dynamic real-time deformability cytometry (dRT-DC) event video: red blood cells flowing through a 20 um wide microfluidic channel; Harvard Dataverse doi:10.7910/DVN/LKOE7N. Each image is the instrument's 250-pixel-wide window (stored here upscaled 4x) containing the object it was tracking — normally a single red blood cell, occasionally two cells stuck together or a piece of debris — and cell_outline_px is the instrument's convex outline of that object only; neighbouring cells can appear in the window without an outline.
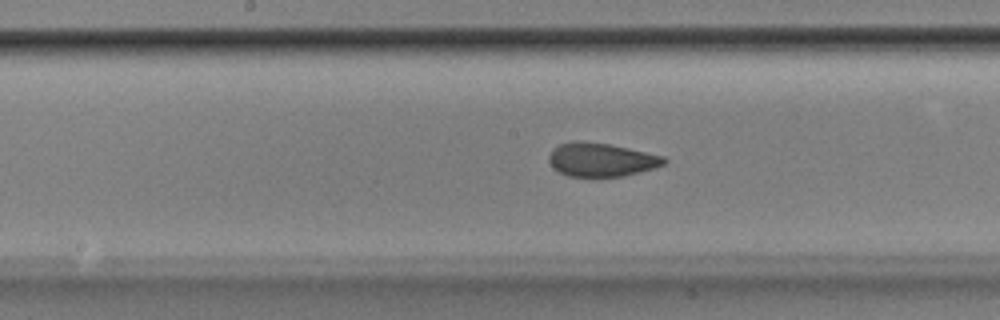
{"species": "Egyptian fruit bat (a non-hibernating species)", "species_latin": "Rousettus aegyptiacus", "temperature_condition": "room temperature", "stored_images_in_passage": 52, "camera_frame_rate_fps": 3000, "um_per_image_px": 0.085, "animal": {"sex": "male"}, "frame": {"image": 1, "passage_image": 27, "time_ms": 8.667, "image_size_px": [1000, 320], "cell_outline_px": [[668, 160], [664, 164], [656, 168], [624, 176], [568, 176], [552, 168], [548, 160], [548, 156], [552, 148], [560, 144], [576, 140], [608, 144], [628, 148], [664, 156]], "centroid_in_image_um": [51.09, 13.57], "position_along_channel_um": 197.1, "area_um2": 22.6}}
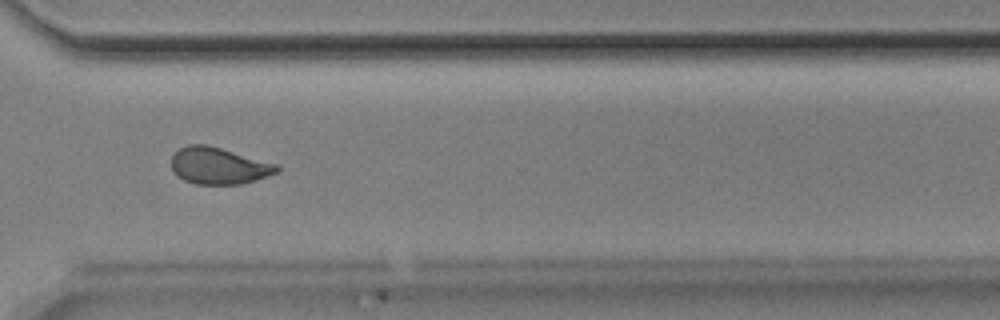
{"frame": {"image": 2, "passage_image": 39, "time_ms": 12.667, "image_size_px": [1000, 320], "cell_outline_px": [[280, 168], [276, 172], [268, 176], [256, 180], [240, 184], [196, 184], [184, 180], [172, 168], [172, 156], [180, 148], [188, 144], [208, 144], [276, 164]], "centroid_in_image_um": [18.59, 14.08], "position_along_channel_um": 352.0, "area_um2": 22.31}}
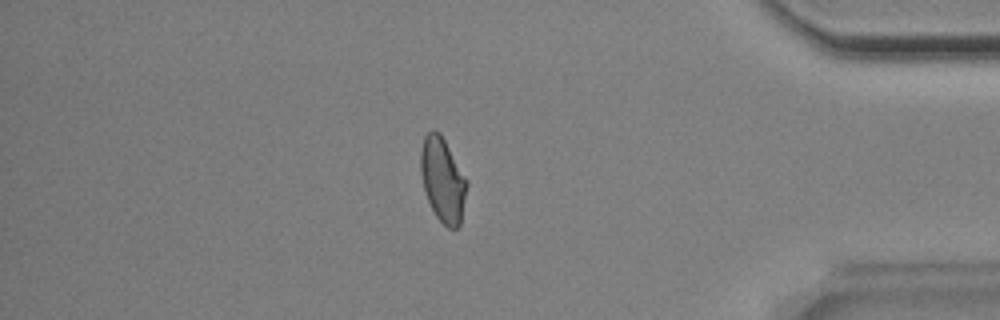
{"frame": {"image": 3, "passage_image": 45, "time_ms": 14.667, "image_size_px": [1000, 320], "cell_outline_px": [[468, 184], [460, 224], [456, 228], [448, 228], [436, 216], [428, 200], [424, 188], [420, 172], [420, 152], [424, 136], [432, 128], [440, 132], [468, 180]], "centroid_in_image_um": [37.63, 15.25], "position_along_channel_um": 397.6, "area_um2": 22.72}, "authors_computed_cell_mechanics": {"area_um2": 22.831, "velocity_mm_per_s": 3.8833, "shape_relaxation_time_tau1_ms": 7.3627, "shape_relaxation_time_tau2_ms": 1.1655, "deformation_change_tau1": 0.164, "deformation_change_tau2": 0.0615}}